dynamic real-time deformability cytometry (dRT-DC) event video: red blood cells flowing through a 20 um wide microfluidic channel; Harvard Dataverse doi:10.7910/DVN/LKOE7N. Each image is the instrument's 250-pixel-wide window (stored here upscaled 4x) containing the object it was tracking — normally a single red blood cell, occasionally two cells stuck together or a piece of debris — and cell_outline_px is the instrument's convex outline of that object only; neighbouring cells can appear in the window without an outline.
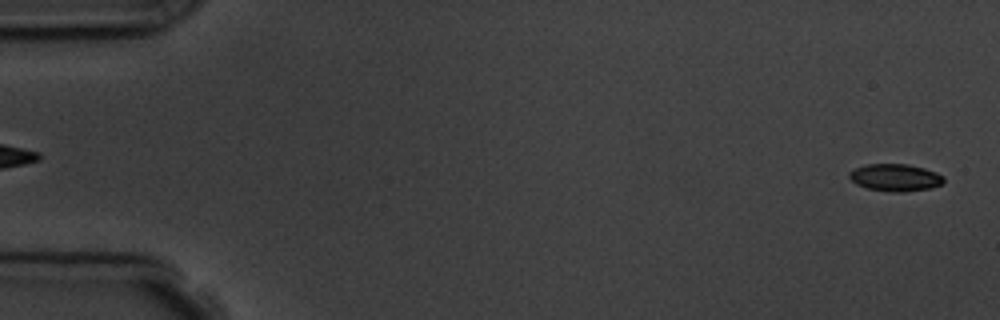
{"species": "common noctule bat (a hibernating species)", "species_latin": "Nyctalus noctula", "temperature_condition": "room temperature", "stored_images_in_passage": 4, "segment_of_instrument_passage": [2, 2], "camera_frame_rate_fps": 3000, "um_per_image_px": 0.085, "animal": {"sex": "male", "body_mass_g": 19.5, "forearm_length_mm": 54.6}, "frame": {"image": 1, "passage_image": 4, "time_ms": 4.333, "image_size_px": [1000, 320], "cell_outline_px": [[944, 180], [940, 184], [928, 188], [904, 192], [888, 192], [868, 188], [856, 184], [848, 176], [848, 172], [856, 168], [868, 164], [908, 164], [924, 168], [936, 172], [944, 176]], "centroid_in_image_um": [76.08, 15.09], "position_along_channel_um": 8.9, "area_um2": 14.91}}